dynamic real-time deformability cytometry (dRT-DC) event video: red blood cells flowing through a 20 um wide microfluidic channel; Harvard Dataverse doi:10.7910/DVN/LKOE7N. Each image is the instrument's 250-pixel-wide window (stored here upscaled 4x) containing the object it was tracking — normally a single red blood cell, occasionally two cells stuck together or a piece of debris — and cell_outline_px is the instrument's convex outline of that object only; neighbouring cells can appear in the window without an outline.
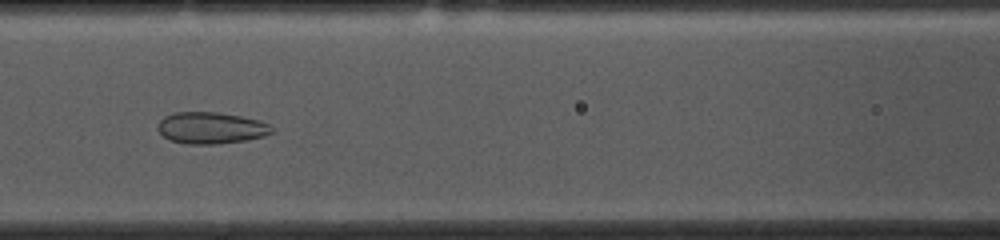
{"species": "common noctule bat (a hibernating species)", "species_latin": "Nyctalus noctula", "temperature_condition": "cold", "stored_images_in_passage": 52, "camera_frame_rate_fps": 3000, "um_per_image_px": 0.085, "animal": {"sex": "female", "body_mass_g": 10.0, "forearm_length_mm": 53.1}, "frame": {"image": 1, "passage_image": 21, "time_ms": 6.667, "image_size_px": [1000, 240], "cell_outline_px": [[276, 132], [264, 136], [244, 140], [216, 144], [188, 144], [168, 140], [160, 132], [160, 120], [164, 116], [176, 112], [216, 112], [240, 116], [272, 124], [276, 128]], "centroid_in_image_um": [18.0, 10.88], "position_along_channel_um": 148.6, "area_um2": 20.98}}
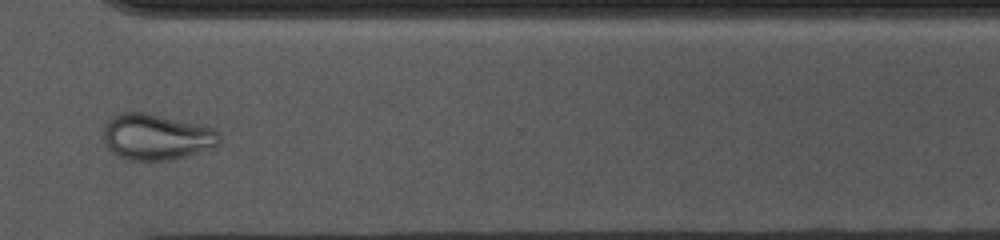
{"frame": {"image": 2, "passage_image": 38, "time_ms": 12.333, "image_size_px": [1000, 240], "cell_outline_px": [[220, 144], [212, 148], [172, 160], [132, 160], [120, 156], [112, 152], [108, 148], [104, 140], [104, 124], [112, 116], [120, 112], [144, 112], [216, 128], [220, 132]], "centroid_in_image_um": [13.31, 11.63], "position_along_channel_um": 357.3, "area_um2": 31.15}}
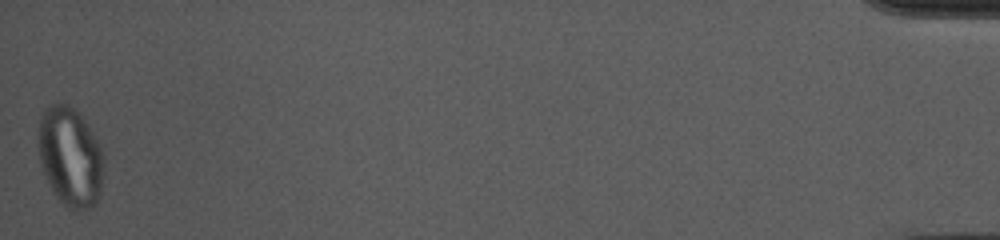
{"frame": {"image": 3, "passage_image": 52, "time_ms": 17.0, "image_size_px": [1000, 240], "cell_outline_px": [[104, 176], [100, 196], [96, 204], [92, 208], [68, 208], [52, 192], [40, 164], [36, 140], [36, 136], [40, 116], [44, 108], [48, 104], [64, 104], [72, 108], [84, 120], [100, 144], [104, 156]], "centroid_in_image_um": [5.96, 13.33], "position_along_channel_um": 429.2, "area_um2": 38.55}, "authors_computed_cell_mechanics": {"area_um2": 28.6977, "velocity_mm_per_s": 3.6918, "shape_relaxation_time_tau1_ms": null, "shape_relaxation_time_tau2_ms": 1.5247, "deformation_change_tau1": null, "deformation_change_tau2": 0.0649}}